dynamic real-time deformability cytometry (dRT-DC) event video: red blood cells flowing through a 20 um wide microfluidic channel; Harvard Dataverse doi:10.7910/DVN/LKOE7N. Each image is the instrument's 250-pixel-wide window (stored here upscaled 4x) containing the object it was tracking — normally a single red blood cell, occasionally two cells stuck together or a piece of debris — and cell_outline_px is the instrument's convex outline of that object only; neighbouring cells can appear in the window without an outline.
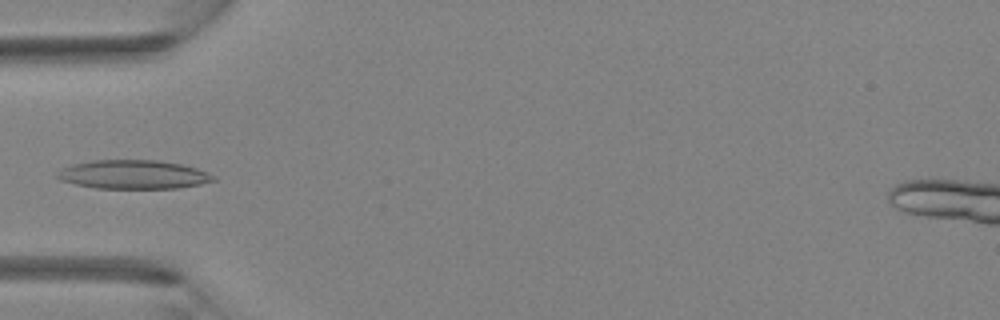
{"species": "Egyptian fruit bat (a non-hibernating species)", "species_latin": "Rousettus aegyptiacus", "temperature_condition": "room temperature", "stored_images_in_passage": 5, "camera_frame_rate_fps": 3000, "um_per_image_px": 0.085, "animal": {"sex": "female"}, "frame": {"image": 1, "passage_image": 5, "time_ms": 1.333, "image_size_px": [1000, 320], "cell_outline_px": [[216, 180], [200, 184], [176, 188], [96, 188], [76, 184], [60, 180], [56, 176], [56, 172], [72, 164], [92, 160], [156, 160], [184, 164], [208, 172], [216, 176]], "centroid_in_image_um": [11.36, 14.83], "position_along_channel_um": 73.6, "area_um2": 26.24}}